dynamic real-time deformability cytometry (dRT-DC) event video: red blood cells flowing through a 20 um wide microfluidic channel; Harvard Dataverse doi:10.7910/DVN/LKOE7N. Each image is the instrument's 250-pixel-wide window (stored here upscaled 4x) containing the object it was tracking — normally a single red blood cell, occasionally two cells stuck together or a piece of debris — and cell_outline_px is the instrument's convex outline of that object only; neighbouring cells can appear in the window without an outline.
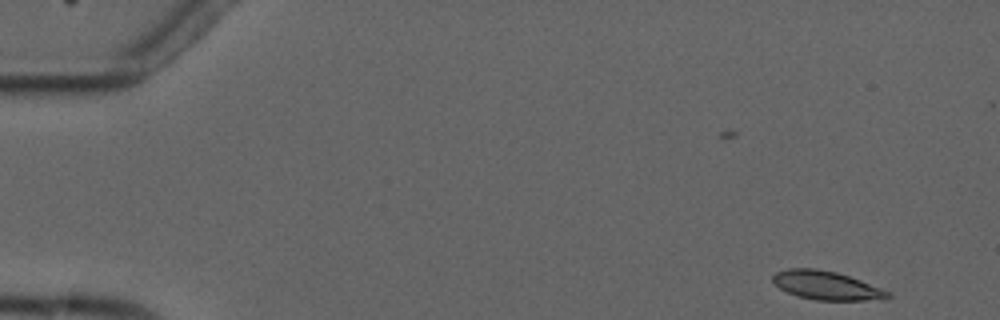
{"species": "common noctule bat (a hibernating species)", "species_latin": "Nyctalus noctula", "temperature_condition": "cold", "stored_images_in_passage": 6, "camera_frame_rate_fps": 3000, "um_per_image_px": 0.085, "animal": {"sex": "male", "forearm_length_mm": 52.5}, "frame": {"image": 1, "passage_image": 1, "time_ms": 0.0, "image_size_px": [1000, 320], "cell_outline_px": [[892, 296], [888, 300], [816, 300], [800, 296], [788, 292], [780, 288], [772, 280], [772, 276], [776, 272], [788, 268], [816, 268], [836, 272], [860, 280], [880, 288], [888, 292]], "centroid_in_image_um": [70.27, 24.26], "position_along_channel_um": 14.7, "area_um2": 19.07}}
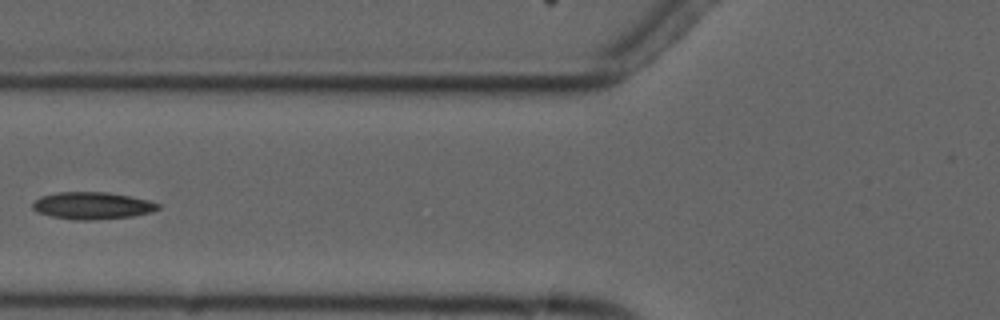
{"frame": {"image": 2, "passage_image": 6, "time_ms": 6.0, "image_size_px": [1000, 320], "cell_outline_px": [[160, 208], [152, 212], [132, 216], [88, 220], [76, 220], [52, 216], [36, 212], [32, 208], [32, 204], [40, 196], [56, 192], [108, 192], [148, 200], [160, 204]], "centroid_in_image_um": [7.83, 17.47], "position_along_channel_um": 118.0, "area_um2": 19.77}}